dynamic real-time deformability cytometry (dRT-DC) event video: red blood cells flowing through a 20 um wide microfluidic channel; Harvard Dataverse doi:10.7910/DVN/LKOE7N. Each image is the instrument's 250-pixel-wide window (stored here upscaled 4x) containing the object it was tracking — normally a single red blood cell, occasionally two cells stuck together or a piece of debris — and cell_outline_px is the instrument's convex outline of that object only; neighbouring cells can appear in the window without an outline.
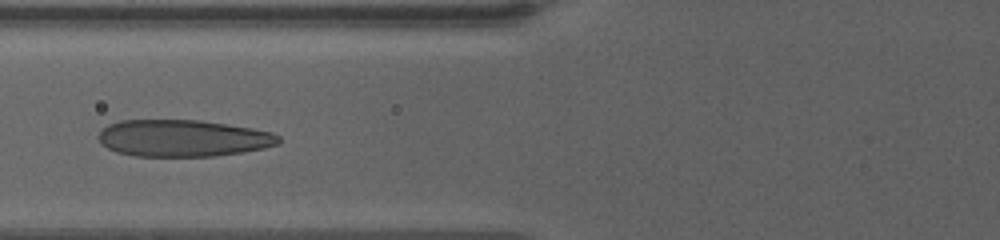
{"species": "human", "species_latin": "Homo sapiens", "temperature_condition": "warm", "stored_images_in_passage": 41, "camera_frame_rate_fps": 3000, "um_per_image_px": 0.085, "donor": {"sex": "female"}, "frame": {"image": 1, "passage_image": 12, "time_ms": 7.667, "image_size_px": [1000, 240], "cell_outline_px": [[280, 144], [264, 148], [244, 152], [216, 156], [136, 156], [116, 152], [100, 144], [96, 136], [108, 124], [120, 120], [200, 120], [252, 128], [272, 132], [280, 136]], "centroid_in_image_um": [15.54, 11.75], "position_along_channel_um": 110.3, "area_um2": 38.96}}
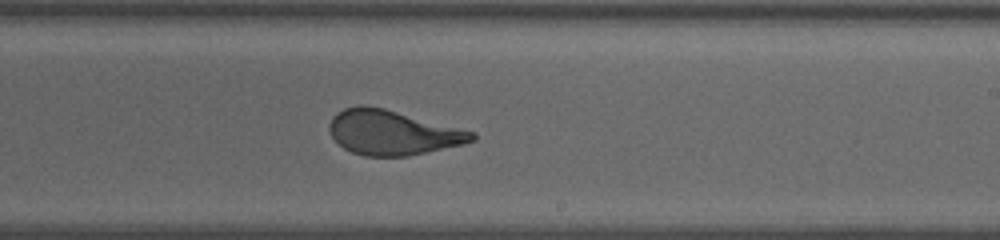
{"frame": {"image": 2, "passage_image": 19, "time_ms": 12.0, "image_size_px": [1000, 240], "cell_outline_px": [[476, 140], [464, 144], [408, 156], [364, 156], [352, 152], [344, 148], [332, 136], [328, 128], [328, 124], [332, 116], [336, 112], [344, 108], [360, 104], [364, 104], [384, 108], [476, 132]], "centroid_in_image_um": [33.35, 11.25], "position_along_channel_um": 255.6, "area_um2": 37.28}}
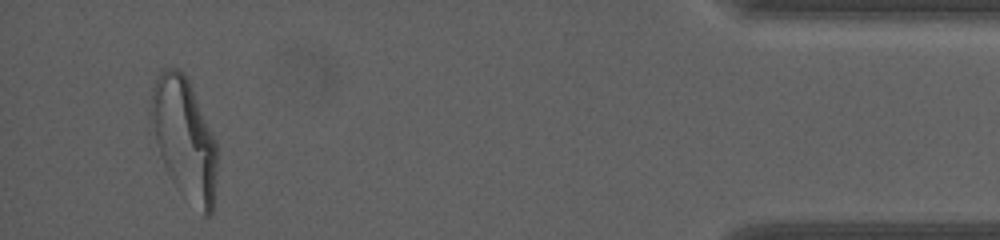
{"frame": {"image": 3, "passage_image": 38, "time_ms": 18.667, "image_size_px": [1000, 240], "cell_outline_px": [[216, 172], [212, 212], [208, 216], [204, 216], [176, 188], [160, 156], [156, 144], [152, 120], [152, 88], [156, 76], [160, 68], [176, 68], [184, 72], [188, 80], [216, 140]], "centroid_in_image_um": [15.67, 11.77], "position_along_channel_um": 419.5, "area_um2": 46.07}, "authors_computed_cell_mechanics": {"area_um2": 39.0728, "velocity_mm_per_s": 3.3548, "shape_relaxation_time_tau1_ms": 5.2088, "shape_relaxation_time_tau2_ms": null, "deformation_change_tau1": 0.2112, "deformation_change_tau2": null}}